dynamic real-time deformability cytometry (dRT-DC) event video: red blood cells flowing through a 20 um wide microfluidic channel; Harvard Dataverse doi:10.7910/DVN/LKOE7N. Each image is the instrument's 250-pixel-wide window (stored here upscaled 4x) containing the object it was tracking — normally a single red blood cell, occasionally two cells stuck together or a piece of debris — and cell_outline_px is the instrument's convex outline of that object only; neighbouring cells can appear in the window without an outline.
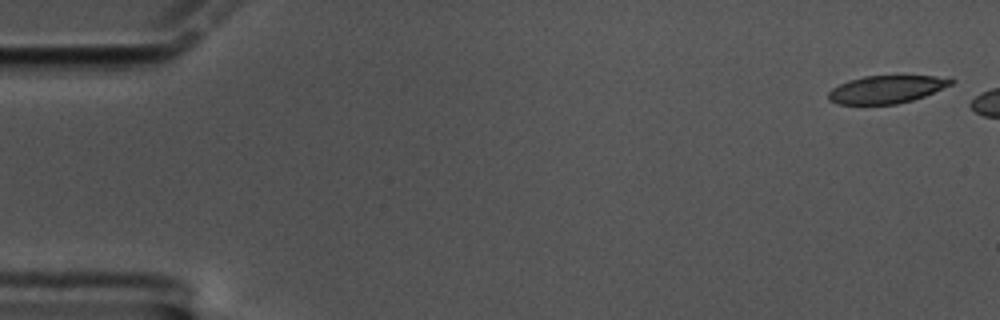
{"species": "common noctule bat (a hibernating species)", "species_latin": "Nyctalus noctula", "temperature_condition": "cold", "stored_images_in_passage": 9, "camera_frame_rate_fps": 3000, "um_per_image_px": 0.085, "animal": {"sex": "male", "body_mass_g": 17.5, "forearm_length_mm": 52.3}, "frame": {"image": 1, "passage_image": 1, "time_ms": 0.0, "image_size_px": [1000, 320], "cell_outline_px": [[956, 80], [952, 84], [924, 96], [912, 100], [896, 104], [836, 104], [828, 100], [828, 92], [832, 88], [848, 80], [864, 76], [936, 76]], "centroid_in_image_um": [75.31, 7.6], "position_along_channel_um": 9.7, "area_um2": 19.71}}